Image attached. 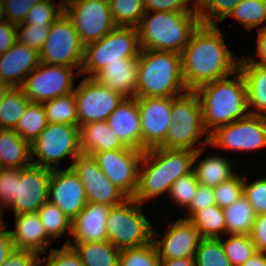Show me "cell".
Instances as JSON below:
<instances>
[{
	"mask_svg": "<svg viewBox=\"0 0 266 266\" xmlns=\"http://www.w3.org/2000/svg\"><path fill=\"white\" fill-rule=\"evenodd\" d=\"M180 55L188 91H196L200 86L230 76L238 70L239 58H235L226 46L218 25L200 23Z\"/></svg>",
	"mask_w": 266,
	"mask_h": 266,
	"instance_id": "1",
	"label": "cell"
},
{
	"mask_svg": "<svg viewBox=\"0 0 266 266\" xmlns=\"http://www.w3.org/2000/svg\"><path fill=\"white\" fill-rule=\"evenodd\" d=\"M205 147L189 149H166L163 147L145 150L139 169L138 187L133 197L142 204L164 193H169L173 183L193 171V164Z\"/></svg>",
	"mask_w": 266,
	"mask_h": 266,
	"instance_id": "2",
	"label": "cell"
},
{
	"mask_svg": "<svg viewBox=\"0 0 266 266\" xmlns=\"http://www.w3.org/2000/svg\"><path fill=\"white\" fill-rule=\"evenodd\" d=\"M233 79L224 77L200 86L195 92L202 105L203 125L210 135L218 127L247 117L246 85L240 70Z\"/></svg>",
	"mask_w": 266,
	"mask_h": 266,
	"instance_id": "3",
	"label": "cell"
},
{
	"mask_svg": "<svg viewBox=\"0 0 266 266\" xmlns=\"http://www.w3.org/2000/svg\"><path fill=\"white\" fill-rule=\"evenodd\" d=\"M186 93L181 55L141 49L138 56L137 97H178Z\"/></svg>",
	"mask_w": 266,
	"mask_h": 266,
	"instance_id": "4",
	"label": "cell"
},
{
	"mask_svg": "<svg viewBox=\"0 0 266 266\" xmlns=\"http://www.w3.org/2000/svg\"><path fill=\"white\" fill-rule=\"evenodd\" d=\"M148 15L145 12L137 26L141 49L181 54L200 24L197 12L155 11L149 19Z\"/></svg>",
	"mask_w": 266,
	"mask_h": 266,
	"instance_id": "5",
	"label": "cell"
},
{
	"mask_svg": "<svg viewBox=\"0 0 266 266\" xmlns=\"http://www.w3.org/2000/svg\"><path fill=\"white\" fill-rule=\"evenodd\" d=\"M137 27L116 26L98 41L85 45L80 74L93 77L114 62H132L140 53Z\"/></svg>",
	"mask_w": 266,
	"mask_h": 266,
	"instance_id": "6",
	"label": "cell"
},
{
	"mask_svg": "<svg viewBox=\"0 0 266 266\" xmlns=\"http://www.w3.org/2000/svg\"><path fill=\"white\" fill-rule=\"evenodd\" d=\"M140 203L128 198L112 206L106 223L107 240L120 250L146 245L153 241V228L141 211Z\"/></svg>",
	"mask_w": 266,
	"mask_h": 266,
	"instance_id": "7",
	"label": "cell"
},
{
	"mask_svg": "<svg viewBox=\"0 0 266 266\" xmlns=\"http://www.w3.org/2000/svg\"><path fill=\"white\" fill-rule=\"evenodd\" d=\"M32 164L58 169L60 160L71 156L72 162L81 154L79 126L48 123L47 127L30 144ZM39 159V160H38Z\"/></svg>",
	"mask_w": 266,
	"mask_h": 266,
	"instance_id": "8",
	"label": "cell"
},
{
	"mask_svg": "<svg viewBox=\"0 0 266 266\" xmlns=\"http://www.w3.org/2000/svg\"><path fill=\"white\" fill-rule=\"evenodd\" d=\"M85 45L81 42L70 18L63 12L50 26L39 52L41 63L81 68Z\"/></svg>",
	"mask_w": 266,
	"mask_h": 266,
	"instance_id": "9",
	"label": "cell"
},
{
	"mask_svg": "<svg viewBox=\"0 0 266 266\" xmlns=\"http://www.w3.org/2000/svg\"><path fill=\"white\" fill-rule=\"evenodd\" d=\"M63 7L84 45L100 40L117 26L108 0H64Z\"/></svg>",
	"mask_w": 266,
	"mask_h": 266,
	"instance_id": "10",
	"label": "cell"
},
{
	"mask_svg": "<svg viewBox=\"0 0 266 266\" xmlns=\"http://www.w3.org/2000/svg\"><path fill=\"white\" fill-rule=\"evenodd\" d=\"M73 69H78L73 72ZM81 68L41 63L25 78L21 89L32 103H43L73 93L74 77Z\"/></svg>",
	"mask_w": 266,
	"mask_h": 266,
	"instance_id": "11",
	"label": "cell"
},
{
	"mask_svg": "<svg viewBox=\"0 0 266 266\" xmlns=\"http://www.w3.org/2000/svg\"><path fill=\"white\" fill-rule=\"evenodd\" d=\"M73 93L77 104L79 127L91 122L107 121L125 99L121 94L87 76Z\"/></svg>",
	"mask_w": 266,
	"mask_h": 266,
	"instance_id": "12",
	"label": "cell"
},
{
	"mask_svg": "<svg viewBox=\"0 0 266 266\" xmlns=\"http://www.w3.org/2000/svg\"><path fill=\"white\" fill-rule=\"evenodd\" d=\"M210 145L235 151L263 148L266 146V117L249 114L220 126L210 134Z\"/></svg>",
	"mask_w": 266,
	"mask_h": 266,
	"instance_id": "13",
	"label": "cell"
},
{
	"mask_svg": "<svg viewBox=\"0 0 266 266\" xmlns=\"http://www.w3.org/2000/svg\"><path fill=\"white\" fill-rule=\"evenodd\" d=\"M144 151L131 148L96 152L92 156L105 176L128 198L138 187L139 166Z\"/></svg>",
	"mask_w": 266,
	"mask_h": 266,
	"instance_id": "14",
	"label": "cell"
},
{
	"mask_svg": "<svg viewBox=\"0 0 266 266\" xmlns=\"http://www.w3.org/2000/svg\"><path fill=\"white\" fill-rule=\"evenodd\" d=\"M141 122V151L160 147L171 122L172 97H137Z\"/></svg>",
	"mask_w": 266,
	"mask_h": 266,
	"instance_id": "15",
	"label": "cell"
},
{
	"mask_svg": "<svg viewBox=\"0 0 266 266\" xmlns=\"http://www.w3.org/2000/svg\"><path fill=\"white\" fill-rule=\"evenodd\" d=\"M82 182L88 202L117 206L128 197L102 172L92 155L80 154L69 166Z\"/></svg>",
	"mask_w": 266,
	"mask_h": 266,
	"instance_id": "16",
	"label": "cell"
},
{
	"mask_svg": "<svg viewBox=\"0 0 266 266\" xmlns=\"http://www.w3.org/2000/svg\"><path fill=\"white\" fill-rule=\"evenodd\" d=\"M51 169L30 164L21 169V181H17L16 199L9 206L14 215L38 212L48 201Z\"/></svg>",
	"mask_w": 266,
	"mask_h": 266,
	"instance_id": "17",
	"label": "cell"
},
{
	"mask_svg": "<svg viewBox=\"0 0 266 266\" xmlns=\"http://www.w3.org/2000/svg\"><path fill=\"white\" fill-rule=\"evenodd\" d=\"M48 200L73 220L88 203L84 186L72 168L53 169L49 180Z\"/></svg>",
	"mask_w": 266,
	"mask_h": 266,
	"instance_id": "18",
	"label": "cell"
},
{
	"mask_svg": "<svg viewBox=\"0 0 266 266\" xmlns=\"http://www.w3.org/2000/svg\"><path fill=\"white\" fill-rule=\"evenodd\" d=\"M164 236L153 230V241L160 259L194 257L201 237L195 227L186 219H178L170 225ZM163 236L162 241L156 237Z\"/></svg>",
	"mask_w": 266,
	"mask_h": 266,
	"instance_id": "19",
	"label": "cell"
},
{
	"mask_svg": "<svg viewBox=\"0 0 266 266\" xmlns=\"http://www.w3.org/2000/svg\"><path fill=\"white\" fill-rule=\"evenodd\" d=\"M39 64V53L16 41L0 55V81L9 87H21L25 78Z\"/></svg>",
	"mask_w": 266,
	"mask_h": 266,
	"instance_id": "20",
	"label": "cell"
},
{
	"mask_svg": "<svg viewBox=\"0 0 266 266\" xmlns=\"http://www.w3.org/2000/svg\"><path fill=\"white\" fill-rule=\"evenodd\" d=\"M111 207L88 202L71 222V235L74 243L106 241V223Z\"/></svg>",
	"mask_w": 266,
	"mask_h": 266,
	"instance_id": "21",
	"label": "cell"
},
{
	"mask_svg": "<svg viewBox=\"0 0 266 266\" xmlns=\"http://www.w3.org/2000/svg\"><path fill=\"white\" fill-rule=\"evenodd\" d=\"M107 122L125 147L141 151V122L137 97L125 98L108 117Z\"/></svg>",
	"mask_w": 266,
	"mask_h": 266,
	"instance_id": "22",
	"label": "cell"
},
{
	"mask_svg": "<svg viewBox=\"0 0 266 266\" xmlns=\"http://www.w3.org/2000/svg\"><path fill=\"white\" fill-rule=\"evenodd\" d=\"M15 228L10 231L15 249L47 253L50 237L45 232L37 212L15 215Z\"/></svg>",
	"mask_w": 266,
	"mask_h": 266,
	"instance_id": "23",
	"label": "cell"
},
{
	"mask_svg": "<svg viewBox=\"0 0 266 266\" xmlns=\"http://www.w3.org/2000/svg\"><path fill=\"white\" fill-rule=\"evenodd\" d=\"M92 78L125 98L137 97L138 57L132 62L108 63Z\"/></svg>",
	"mask_w": 266,
	"mask_h": 266,
	"instance_id": "24",
	"label": "cell"
},
{
	"mask_svg": "<svg viewBox=\"0 0 266 266\" xmlns=\"http://www.w3.org/2000/svg\"><path fill=\"white\" fill-rule=\"evenodd\" d=\"M238 69L245 81L248 108L257 111L249 110L250 114L266 117V66L240 58Z\"/></svg>",
	"mask_w": 266,
	"mask_h": 266,
	"instance_id": "25",
	"label": "cell"
},
{
	"mask_svg": "<svg viewBox=\"0 0 266 266\" xmlns=\"http://www.w3.org/2000/svg\"><path fill=\"white\" fill-rule=\"evenodd\" d=\"M81 154L126 148L111 131L107 121H97L79 127Z\"/></svg>",
	"mask_w": 266,
	"mask_h": 266,
	"instance_id": "26",
	"label": "cell"
},
{
	"mask_svg": "<svg viewBox=\"0 0 266 266\" xmlns=\"http://www.w3.org/2000/svg\"><path fill=\"white\" fill-rule=\"evenodd\" d=\"M31 161L30 144L14 129H0V168L22 169Z\"/></svg>",
	"mask_w": 266,
	"mask_h": 266,
	"instance_id": "27",
	"label": "cell"
},
{
	"mask_svg": "<svg viewBox=\"0 0 266 266\" xmlns=\"http://www.w3.org/2000/svg\"><path fill=\"white\" fill-rule=\"evenodd\" d=\"M78 253L84 266H118L120 249L108 240L89 243H75L67 241Z\"/></svg>",
	"mask_w": 266,
	"mask_h": 266,
	"instance_id": "28",
	"label": "cell"
},
{
	"mask_svg": "<svg viewBox=\"0 0 266 266\" xmlns=\"http://www.w3.org/2000/svg\"><path fill=\"white\" fill-rule=\"evenodd\" d=\"M223 212L226 223V234H251L256 213L244 195L230 206L224 208Z\"/></svg>",
	"mask_w": 266,
	"mask_h": 266,
	"instance_id": "29",
	"label": "cell"
},
{
	"mask_svg": "<svg viewBox=\"0 0 266 266\" xmlns=\"http://www.w3.org/2000/svg\"><path fill=\"white\" fill-rule=\"evenodd\" d=\"M171 122L185 126H204L201 101L195 91L172 97Z\"/></svg>",
	"mask_w": 266,
	"mask_h": 266,
	"instance_id": "30",
	"label": "cell"
},
{
	"mask_svg": "<svg viewBox=\"0 0 266 266\" xmlns=\"http://www.w3.org/2000/svg\"><path fill=\"white\" fill-rule=\"evenodd\" d=\"M206 138L202 142L197 141L201 139V136ZM198 145L197 149L194 144ZM203 144V145H202ZM210 144V135L205 130L204 126H185L181 124H171L168 128L167 137L165 142L160 146L166 149H189L192 151L199 150L204 145ZM201 146V147H199Z\"/></svg>",
	"mask_w": 266,
	"mask_h": 266,
	"instance_id": "31",
	"label": "cell"
},
{
	"mask_svg": "<svg viewBox=\"0 0 266 266\" xmlns=\"http://www.w3.org/2000/svg\"><path fill=\"white\" fill-rule=\"evenodd\" d=\"M231 166V163L225 157L213 155L201 160L197 167L193 168V171L199 184L216 187L236 174Z\"/></svg>",
	"mask_w": 266,
	"mask_h": 266,
	"instance_id": "32",
	"label": "cell"
},
{
	"mask_svg": "<svg viewBox=\"0 0 266 266\" xmlns=\"http://www.w3.org/2000/svg\"><path fill=\"white\" fill-rule=\"evenodd\" d=\"M29 103L20 87H10L0 102V129H15Z\"/></svg>",
	"mask_w": 266,
	"mask_h": 266,
	"instance_id": "33",
	"label": "cell"
},
{
	"mask_svg": "<svg viewBox=\"0 0 266 266\" xmlns=\"http://www.w3.org/2000/svg\"><path fill=\"white\" fill-rule=\"evenodd\" d=\"M188 221L201 238H219L220 232L226 233L223 209L216 204L196 211Z\"/></svg>",
	"mask_w": 266,
	"mask_h": 266,
	"instance_id": "34",
	"label": "cell"
},
{
	"mask_svg": "<svg viewBox=\"0 0 266 266\" xmlns=\"http://www.w3.org/2000/svg\"><path fill=\"white\" fill-rule=\"evenodd\" d=\"M47 125V116L42 103L30 102L14 130L31 144Z\"/></svg>",
	"mask_w": 266,
	"mask_h": 266,
	"instance_id": "35",
	"label": "cell"
},
{
	"mask_svg": "<svg viewBox=\"0 0 266 266\" xmlns=\"http://www.w3.org/2000/svg\"><path fill=\"white\" fill-rule=\"evenodd\" d=\"M48 123L78 126L77 104L74 93L54 98L42 103Z\"/></svg>",
	"mask_w": 266,
	"mask_h": 266,
	"instance_id": "36",
	"label": "cell"
},
{
	"mask_svg": "<svg viewBox=\"0 0 266 266\" xmlns=\"http://www.w3.org/2000/svg\"><path fill=\"white\" fill-rule=\"evenodd\" d=\"M45 232L51 239L61 238L68 229L71 234V220L53 203L46 201L37 212Z\"/></svg>",
	"mask_w": 266,
	"mask_h": 266,
	"instance_id": "37",
	"label": "cell"
},
{
	"mask_svg": "<svg viewBox=\"0 0 266 266\" xmlns=\"http://www.w3.org/2000/svg\"><path fill=\"white\" fill-rule=\"evenodd\" d=\"M194 263L195 266H231L219 238H201Z\"/></svg>",
	"mask_w": 266,
	"mask_h": 266,
	"instance_id": "38",
	"label": "cell"
},
{
	"mask_svg": "<svg viewBox=\"0 0 266 266\" xmlns=\"http://www.w3.org/2000/svg\"><path fill=\"white\" fill-rule=\"evenodd\" d=\"M117 26L137 27L145 11L143 0H108Z\"/></svg>",
	"mask_w": 266,
	"mask_h": 266,
	"instance_id": "39",
	"label": "cell"
},
{
	"mask_svg": "<svg viewBox=\"0 0 266 266\" xmlns=\"http://www.w3.org/2000/svg\"><path fill=\"white\" fill-rule=\"evenodd\" d=\"M241 0H200L196 4V11L201 24L219 25ZM207 11V13H206Z\"/></svg>",
	"mask_w": 266,
	"mask_h": 266,
	"instance_id": "40",
	"label": "cell"
},
{
	"mask_svg": "<svg viewBox=\"0 0 266 266\" xmlns=\"http://www.w3.org/2000/svg\"><path fill=\"white\" fill-rule=\"evenodd\" d=\"M228 16L253 29L266 21V0H241Z\"/></svg>",
	"mask_w": 266,
	"mask_h": 266,
	"instance_id": "41",
	"label": "cell"
},
{
	"mask_svg": "<svg viewBox=\"0 0 266 266\" xmlns=\"http://www.w3.org/2000/svg\"><path fill=\"white\" fill-rule=\"evenodd\" d=\"M227 240L221 243L231 266H241L256 252L255 245L250 235L227 234Z\"/></svg>",
	"mask_w": 266,
	"mask_h": 266,
	"instance_id": "42",
	"label": "cell"
},
{
	"mask_svg": "<svg viewBox=\"0 0 266 266\" xmlns=\"http://www.w3.org/2000/svg\"><path fill=\"white\" fill-rule=\"evenodd\" d=\"M118 266H160L154 241L139 247L121 249Z\"/></svg>",
	"mask_w": 266,
	"mask_h": 266,
	"instance_id": "43",
	"label": "cell"
},
{
	"mask_svg": "<svg viewBox=\"0 0 266 266\" xmlns=\"http://www.w3.org/2000/svg\"><path fill=\"white\" fill-rule=\"evenodd\" d=\"M58 7L51 0H42L33 5L24 19V24L31 25H51L63 12V1L60 0Z\"/></svg>",
	"mask_w": 266,
	"mask_h": 266,
	"instance_id": "44",
	"label": "cell"
},
{
	"mask_svg": "<svg viewBox=\"0 0 266 266\" xmlns=\"http://www.w3.org/2000/svg\"><path fill=\"white\" fill-rule=\"evenodd\" d=\"M198 181L194 171L179 177L169 190V197L179 206L185 207L190 205L198 188Z\"/></svg>",
	"mask_w": 266,
	"mask_h": 266,
	"instance_id": "45",
	"label": "cell"
},
{
	"mask_svg": "<svg viewBox=\"0 0 266 266\" xmlns=\"http://www.w3.org/2000/svg\"><path fill=\"white\" fill-rule=\"evenodd\" d=\"M17 181H21V169L0 168V216L3 220V206L9 207L16 199Z\"/></svg>",
	"mask_w": 266,
	"mask_h": 266,
	"instance_id": "46",
	"label": "cell"
},
{
	"mask_svg": "<svg viewBox=\"0 0 266 266\" xmlns=\"http://www.w3.org/2000/svg\"><path fill=\"white\" fill-rule=\"evenodd\" d=\"M243 176L235 174L232 178L213 187L215 202L220 208L230 206L243 195Z\"/></svg>",
	"mask_w": 266,
	"mask_h": 266,
	"instance_id": "47",
	"label": "cell"
},
{
	"mask_svg": "<svg viewBox=\"0 0 266 266\" xmlns=\"http://www.w3.org/2000/svg\"><path fill=\"white\" fill-rule=\"evenodd\" d=\"M50 26L51 25L18 24L17 41L39 53L47 39Z\"/></svg>",
	"mask_w": 266,
	"mask_h": 266,
	"instance_id": "48",
	"label": "cell"
},
{
	"mask_svg": "<svg viewBox=\"0 0 266 266\" xmlns=\"http://www.w3.org/2000/svg\"><path fill=\"white\" fill-rule=\"evenodd\" d=\"M243 181V195L248 199L256 215L266 213V177L250 184Z\"/></svg>",
	"mask_w": 266,
	"mask_h": 266,
	"instance_id": "49",
	"label": "cell"
},
{
	"mask_svg": "<svg viewBox=\"0 0 266 266\" xmlns=\"http://www.w3.org/2000/svg\"><path fill=\"white\" fill-rule=\"evenodd\" d=\"M6 20L15 25L24 22L26 15L33 5L42 0H1Z\"/></svg>",
	"mask_w": 266,
	"mask_h": 266,
	"instance_id": "50",
	"label": "cell"
},
{
	"mask_svg": "<svg viewBox=\"0 0 266 266\" xmlns=\"http://www.w3.org/2000/svg\"><path fill=\"white\" fill-rule=\"evenodd\" d=\"M46 266H84L73 247L65 245L60 249L51 248Z\"/></svg>",
	"mask_w": 266,
	"mask_h": 266,
	"instance_id": "51",
	"label": "cell"
},
{
	"mask_svg": "<svg viewBox=\"0 0 266 266\" xmlns=\"http://www.w3.org/2000/svg\"><path fill=\"white\" fill-rule=\"evenodd\" d=\"M193 0H143L144 11L155 12H197L196 6L189 9L188 2ZM193 9V10H192Z\"/></svg>",
	"mask_w": 266,
	"mask_h": 266,
	"instance_id": "52",
	"label": "cell"
},
{
	"mask_svg": "<svg viewBox=\"0 0 266 266\" xmlns=\"http://www.w3.org/2000/svg\"><path fill=\"white\" fill-rule=\"evenodd\" d=\"M215 204L216 202L213 187L198 184L196 194L193 197L190 205L186 208L188 211V216H186L187 218L184 219L188 220L196 211Z\"/></svg>",
	"mask_w": 266,
	"mask_h": 266,
	"instance_id": "53",
	"label": "cell"
},
{
	"mask_svg": "<svg viewBox=\"0 0 266 266\" xmlns=\"http://www.w3.org/2000/svg\"><path fill=\"white\" fill-rule=\"evenodd\" d=\"M39 254L32 250L14 249L1 266H40Z\"/></svg>",
	"mask_w": 266,
	"mask_h": 266,
	"instance_id": "54",
	"label": "cell"
},
{
	"mask_svg": "<svg viewBox=\"0 0 266 266\" xmlns=\"http://www.w3.org/2000/svg\"><path fill=\"white\" fill-rule=\"evenodd\" d=\"M250 236L256 251L266 253V213L256 215Z\"/></svg>",
	"mask_w": 266,
	"mask_h": 266,
	"instance_id": "55",
	"label": "cell"
},
{
	"mask_svg": "<svg viewBox=\"0 0 266 266\" xmlns=\"http://www.w3.org/2000/svg\"><path fill=\"white\" fill-rule=\"evenodd\" d=\"M17 41V25L5 22L0 25V55L5 53Z\"/></svg>",
	"mask_w": 266,
	"mask_h": 266,
	"instance_id": "56",
	"label": "cell"
},
{
	"mask_svg": "<svg viewBox=\"0 0 266 266\" xmlns=\"http://www.w3.org/2000/svg\"><path fill=\"white\" fill-rule=\"evenodd\" d=\"M6 228L5 223H0V266L15 249L10 231L5 230Z\"/></svg>",
	"mask_w": 266,
	"mask_h": 266,
	"instance_id": "57",
	"label": "cell"
},
{
	"mask_svg": "<svg viewBox=\"0 0 266 266\" xmlns=\"http://www.w3.org/2000/svg\"><path fill=\"white\" fill-rule=\"evenodd\" d=\"M258 43H257V56L260 57V61L258 62L252 56L247 59L250 62L255 64H259L261 66H266V25L258 28Z\"/></svg>",
	"mask_w": 266,
	"mask_h": 266,
	"instance_id": "58",
	"label": "cell"
},
{
	"mask_svg": "<svg viewBox=\"0 0 266 266\" xmlns=\"http://www.w3.org/2000/svg\"><path fill=\"white\" fill-rule=\"evenodd\" d=\"M160 266H195L194 257L160 259Z\"/></svg>",
	"mask_w": 266,
	"mask_h": 266,
	"instance_id": "59",
	"label": "cell"
},
{
	"mask_svg": "<svg viewBox=\"0 0 266 266\" xmlns=\"http://www.w3.org/2000/svg\"><path fill=\"white\" fill-rule=\"evenodd\" d=\"M241 266H266V253L256 251Z\"/></svg>",
	"mask_w": 266,
	"mask_h": 266,
	"instance_id": "60",
	"label": "cell"
},
{
	"mask_svg": "<svg viewBox=\"0 0 266 266\" xmlns=\"http://www.w3.org/2000/svg\"><path fill=\"white\" fill-rule=\"evenodd\" d=\"M9 88L10 87L7 84L0 81V102L2 101L4 94L8 91Z\"/></svg>",
	"mask_w": 266,
	"mask_h": 266,
	"instance_id": "61",
	"label": "cell"
},
{
	"mask_svg": "<svg viewBox=\"0 0 266 266\" xmlns=\"http://www.w3.org/2000/svg\"><path fill=\"white\" fill-rule=\"evenodd\" d=\"M7 22L6 16L3 10L2 1L0 0V25Z\"/></svg>",
	"mask_w": 266,
	"mask_h": 266,
	"instance_id": "62",
	"label": "cell"
},
{
	"mask_svg": "<svg viewBox=\"0 0 266 266\" xmlns=\"http://www.w3.org/2000/svg\"><path fill=\"white\" fill-rule=\"evenodd\" d=\"M200 0H195L193 3V6H196V4L199 2Z\"/></svg>",
	"mask_w": 266,
	"mask_h": 266,
	"instance_id": "63",
	"label": "cell"
}]
</instances>
